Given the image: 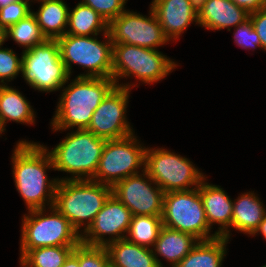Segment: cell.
<instances>
[{"label":"cell","instance_id":"obj_1","mask_svg":"<svg viewBox=\"0 0 266 267\" xmlns=\"http://www.w3.org/2000/svg\"><path fill=\"white\" fill-rule=\"evenodd\" d=\"M12 152L15 187L28 211L52 207L58 180H50L46 172L47 169L54 170L47 146L23 139L17 142Z\"/></svg>","mask_w":266,"mask_h":267},{"label":"cell","instance_id":"obj_2","mask_svg":"<svg viewBox=\"0 0 266 267\" xmlns=\"http://www.w3.org/2000/svg\"><path fill=\"white\" fill-rule=\"evenodd\" d=\"M71 81L62 86L61 97L50 122L52 131L87 129L94 111L117 86L112 78L76 76Z\"/></svg>","mask_w":266,"mask_h":267},{"label":"cell","instance_id":"obj_3","mask_svg":"<svg viewBox=\"0 0 266 267\" xmlns=\"http://www.w3.org/2000/svg\"><path fill=\"white\" fill-rule=\"evenodd\" d=\"M111 194V186L93 180L58 181L53 206L81 235L93 223Z\"/></svg>","mask_w":266,"mask_h":267},{"label":"cell","instance_id":"obj_4","mask_svg":"<svg viewBox=\"0 0 266 267\" xmlns=\"http://www.w3.org/2000/svg\"><path fill=\"white\" fill-rule=\"evenodd\" d=\"M106 139L97 137L87 129L70 130L54 149H48L54 171L69 173L63 180H92L98 169Z\"/></svg>","mask_w":266,"mask_h":267},{"label":"cell","instance_id":"obj_5","mask_svg":"<svg viewBox=\"0 0 266 267\" xmlns=\"http://www.w3.org/2000/svg\"><path fill=\"white\" fill-rule=\"evenodd\" d=\"M22 217L19 259L34 248L77 246L81 242V235L54 206L30 210Z\"/></svg>","mask_w":266,"mask_h":267},{"label":"cell","instance_id":"obj_6","mask_svg":"<svg viewBox=\"0 0 266 267\" xmlns=\"http://www.w3.org/2000/svg\"><path fill=\"white\" fill-rule=\"evenodd\" d=\"M178 64L159 49L129 44L113 45L112 79L119 87V79L131 78L142 84L157 83L165 79Z\"/></svg>","mask_w":266,"mask_h":267},{"label":"cell","instance_id":"obj_7","mask_svg":"<svg viewBox=\"0 0 266 267\" xmlns=\"http://www.w3.org/2000/svg\"><path fill=\"white\" fill-rule=\"evenodd\" d=\"M98 35L75 36L65 34L58 38L60 57L71 77L72 64L79 65L85 70L78 77L112 78L113 43L109 33L105 40H98Z\"/></svg>","mask_w":266,"mask_h":267},{"label":"cell","instance_id":"obj_8","mask_svg":"<svg viewBox=\"0 0 266 267\" xmlns=\"http://www.w3.org/2000/svg\"><path fill=\"white\" fill-rule=\"evenodd\" d=\"M145 171L165 193L195 189L206 178L188 158L162 147L147 146Z\"/></svg>","mask_w":266,"mask_h":267},{"label":"cell","instance_id":"obj_9","mask_svg":"<svg viewBox=\"0 0 266 267\" xmlns=\"http://www.w3.org/2000/svg\"><path fill=\"white\" fill-rule=\"evenodd\" d=\"M22 78L31 88L40 92H55L68 83L70 76L60 57L57 40L22 51Z\"/></svg>","mask_w":266,"mask_h":267},{"label":"cell","instance_id":"obj_10","mask_svg":"<svg viewBox=\"0 0 266 267\" xmlns=\"http://www.w3.org/2000/svg\"><path fill=\"white\" fill-rule=\"evenodd\" d=\"M161 219L163 226L191 234L199 241L218 237L215 232L211 234L199 187L165 193Z\"/></svg>","mask_w":266,"mask_h":267},{"label":"cell","instance_id":"obj_11","mask_svg":"<svg viewBox=\"0 0 266 267\" xmlns=\"http://www.w3.org/2000/svg\"><path fill=\"white\" fill-rule=\"evenodd\" d=\"M137 138L133 133L124 138L106 140L92 180L113 187L118 181L145 170L147 147Z\"/></svg>","mask_w":266,"mask_h":267},{"label":"cell","instance_id":"obj_12","mask_svg":"<svg viewBox=\"0 0 266 267\" xmlns=\"http://www.w3.org/2000/svg\"><path fill=\"white\" fill-rule=\"evenodd\" d=\"M108 33L113 45L129 44L157 49L170 42L151 7L149 16L125 10L108 23Z\"/></svg>","mask_w":266,"mask_h":267},{"label":"cell","instance_id":"obj_13","mask_svg":"<svg viewBox=\"0 0 266 267\" xmlns=\"http://www.w3.org/2000/svg\"><path fill=\"white\" fill-rule=\"evenodd\" d=\"M135 83H120L94 111L87 130L97 137L112 140L129 136L135 131L126 116L131 88Z\"/></svg>","mask_w":266,"mask_h":267},{"label":"cell","instance_id":"obj_14","mask_svg":"<svg viewBox=\"0 0 266 267\" xmlns=\"http://www.w3.org/2000/svg\"><path fill=\"white\" fill-rule=\"evenodd\" d=\"M112 194L131 211L133 216L162 215L165 192L145 170L118 181L112 187Z\"/></svg>","mask_w":266,"mask_h":267},{"label":"cell","instance_id":"obj_15","mask_svg":"<svg viewBox=\"0 0 266 267\" xmlns=\"http://www.w3.org/2000/svg\"><path fill=\"white\" fill-rule=\"evenodd\" d=\"M132 216L131 211L111 194L93 223L81 234V242L92 246H106L108 243L124 239ZM107 235L109 236L106 237Z\"/></svg>","mask_w":266,"mask_h":267},{"label":"cell","instance_id":"obj_16","mask_svg":"<svg viewBox=\"0 0 266 267\" xmlns=\"http://www.w3.org/2000/svg\"><path fill=\"white\" fill-rule=\"evenodd\" d=\"M207 177L201 182L199 192L206 219L210 229L214 224H218V230L215 231L217 236L230 239L231 235V219L233 215V200L228 196L227 192L219 185L210 184Z\"/></svg>","mask_w":266,"mask_h":267},{"label":"cell","instance_id":"obj_17","mask_svg":"<svg viewBox=\"0 0 266 267\" xmlns=\"http://www.w3.org/2000/svg\"><path fill=\"white\" fill-rule=\"evenodd\" d=\"M150 4L169 41L178 40L190 24H198V15L188 0H152Z\"/></svg>","mask_w":266,"mask_h":267},{"label":"cell","instance_id":"obj_18","mask_svg":"<svg viewBox=\"0 0 266 267\" xmlns=\"http://www.w3.org/2000/svg\"><path fill=\"white\" fill-rule=\"evenodd\" d=\"M249 19V14L231 0H207L198 14V25L206 30L227 29L236 27Z\"/></svg>","mask_w":266,"mask_h":267},{"label":"cell","instance_id":"obj_19","mask_svg":"<svg viewBox=\"0 0 266 267\" xmlns=\"http://www.w3.org/2000/svg\"><path fill=\"white\" fill-rule=\"evenodd\" d=\"M198 242L191 234L163 226L152 251L159 267H165L159 256L167 260L170 267H175Z\"/></svg>","mask_w":266,"mask_h":267},{"label":"cell","instance_id":"obj_20","mask_svg":"<svg viewBox=\"0 0 266 267\" xmlns=\"http://www.w3.org/2000/svg\"><path fill=\"white\" fill-rule=\"evenodd\" d=\"M265 214L266 209L263 201L261 202L254 191L241 193L237 199L233 200L231 228L252 236Z\"/></svg>","mask_w":266,"mask_h":267},{"label":"cell","instance_id":"obj_21","mask_svg":"<svg viewBox=\"0 0 266 267\" xmlns=\"http://www.w3.org/2000/svg\"><path fill=\"white\" fill-rule=\"evenodd\" d=\"M36 113L22 93L8 85H0V128L6 131L9 121L35 124Z\"/></svg>","mask_w":266,"mask_h":267},{"label":"cell","instance_id":"obj_22","mask_svg":"<svg viewBox=\"0 0 266 267\" xmlns=\"http://www.w3.org/2000/svg\"><path fill=\"white\" fill-rule=\"evenodd\" d=\"M112 267H159L152 249L139 246L126 238L105 246Z\"/></svg>","mask_w":266,"mask_h":267},{"label":"cell","instance_id":"obj_23","mask_svg":"<svg viewBox=\"0 0 266 267\" xmlns=\"http://www.w3.org/2000/svg\"><path fill=\"white\" fill-rule=\"evenodd\" d=\"M40 3L34 12L38 25L46 39L57 40L66 34L69 7L63 0H34Z\"/></svg>","mask_w":266,"mask_h":267},{"label":"cell","instance_id":"obj_24","mask_svg":"<svg viewBox=\"0 0 266 267\" xmlns=\"http://www.w3.org/2000/svg\"><path fill=\"white\" fill-rule=\"evenodd\" d=\"M229 240L216 237L199 241L175 267H221Z\"/></svg>","mask_w":266,"mask_h":267},{"label":"cell","instance_id":"obj_25","mask_svg":"<svg viewBox=\"0 0 266 267\" xmlns=\"http://www.w3.org/2000/svg\"><path fill=\"white\" fill-rule=\"evenodd\" d=\"M107 32V21L91 7L79 2L72 10L69 9L66 34L93 36Z\"/></svg>","mask_w":266,"mask_h":267},{"label":"cell","instance_id":"obj_26","mask_svg":"<svg viewBox=\"0 0 266 267\" xmlns=\"http://www.w3.org/2000/svg\"><path fill=\"white\" fill-rule=\"evenodd\" d=\"M162 227L163 222L161 216H132L129 230L125 238L139 246L152 249Z\"/></svg>","mask_w":266,"mask_h":267},{"label":"cell","instance_id":"obj_27","mask_svg":"<svg viewBox=\"0 0 266 267\" xmlns=\"http://www.w3.org/2000/svg\"><path fill=\"white\" fill-rule=\"evenodd\" d=\"M76 246H46L29 250L19 261L25 267H62Z\"/></svg>","mask_w":266,"mask_h":267},{"label":"cell","instance_id":"obj_28","mask_svg":"<svg viewBox=\"0 0 266 267\" xmlns=\"http://www.w3.org/2000/svg\"><path fill=\"white\" fill-rule=\"evenodd\" d=\"M9 38L13 39L24 50L33 48L47 40L32 12L5 30V41Z\"/></svg>","mask_w":266,"mask_h":267},{"label":"cell","instance_id":"obj_29","mask_svg":"<svg viewBox=\"0 0 266 267\" xmlns=\"http://www.w3.org/2000/svg\"><path fill=\"white\" fill-rule=\"evenodd\" d=\"M0 45V85H8L19 73H22V55L19 58L15 51Z\"/></svg>","mask_w":266,"mask_h":267},{"label":"cell","instance_id":"obj_30","mask_svg":"<svg viewBox=\"0 0 266 267\" xmlns=\"http://www.w3.org/2000/svg\"><path fill=\"white\" fill-rule=\"evenodd\" d=\"M30 2L33 0H17L0 8V27L5 31L29 15L32 11Z\"/></svg>","mask_w":266,"mask_h":267},{"label":"cell","instance_id":"obj_31","mask_svg":"<svg viewBox=\"0 0 266 267\" xmlns=\"http://www.w3.org/2000/svg\"><path fill=\"white\" fill-rule=\"evenodd\" d=\"M80 267H107L109 257L105 246H92L79 243Z\"/></svg>","mask_w":266,"mask_h":267},{"label":"cell","instance_id":"obj_32","mask_svg":"<svg viewBox=\"0 0 266 267\" xmlns=\"http://www.w3.org/2000/svg\"><path fill=\"white\" fill-rule=\"evenodd\" d=\"M127 1L128 0H82L80 2L91 7L109 23L126 10L124 6Z\"/></svg>","mask_w":266,"mask_h":267},{"label":"cell","instance_id":"obj_33","mask_svg":"<svg viewBox=\"0 0 266 267\" xmlns=\"http://www.w3.org/2000/svg\"><path fill=\"white\" fill-rule=\"evenodd\" d=\"M234 29L233 39L239 47L246 50L253 49V51L256 48H261L260 38L254 30L250 19L237 25Z\"/></svg>","mask_w":266,"mask_h":267},{"label":"cell","instance_id":"obj_34","mask_svg":"<svg viewBox=\"0 0 266 267\" xmlns=\"http://www.w3.org/2000/svg\"><path fill=\"white\" fill-rule=\"evenodd\" d=\"M249 19L260 38L261 49L266 51V7L261 8L255 13L249 14Z\"/></svg>","mask_w":266,"mask_h":267},{"label":"cell","instance_id":"obj_35","mask_svg":"<svg viewBox=\"0 0 266 267\" xmlns=\"http://www.w3.org/2000/svg\"><path fill=\"white\" fill-rule=\"evenodd\" d=\"M238 7L243 8L248 14H252L266 7V0H231Z\"/></svg>","mask_w":266,"mask_h":267},{"label":"cell","instance_id":"obj_36","mask_svg":"<svg viewBox=\"0 0 266 267\" xmlns=\"http://www.w3.org/2000/svg\"><path fill=\"white\" fill-rule=\"evenodd\" d=\"M62 267H80L79 244L74 248L73 252L68 256Z\"/></svg>","mask_w":266,"mask_h":267},{"label":"cell","instance_id":"obj_37","mask_svg":"<svg viewBox=\"0 0 266 267\" xmlns=\"http://www.w3.org/2000/svg\"><path fill=\"white\" fill-rule=\"evenodd\" d=\"M190 2L191 7L198 15L201 10L203 9V6L206 4L207 0H188Z\"/></svg>","mask_w":266,"mask_h":267},{"label":"cell","instance_id":"obj_38","mask_svg":"<svg viewBox=\"0 0 266 267\" xmlns=\"http://www.w3.org/2000/svg\"><path fill=\"white\" fill-rule=\"evenodd\" d=\"M258 234L263 235V237L266 240V214L264 215L263 220L260 222L258 229L254 232L252 236L254 237L255 235H258Z\"/></svg>","mask_w":266,"mask_h":267},{"label":"cell","instance_id":"obj_39","mask_svg":"<svg viewBox=\"0 0 266 267\" xmlns=\"http://www.w3.org/2000/svg\"><path fill=\"white\" fill-rule=\"evenodd\" d=\"M17 0H0V8H3L7 5H9L10 3H13Z\"/></svg>","mask_w":266,"mask_h":267},{"label":"cell","instance_id":"obj_40","mask_svg":"<svg viewBox=\"0 0 266 267\" xmlns=\"http://www.w3.org/2000/svg\"><path fill=\"white\" fill-rule=\"evenodd\" d=\"M5 42V31L0 27V45Z\"/></svg>","mask_w":266,"mask_h":267},{"label":"cell","instance_id":"obj_41","mask_svg":"<svg viewBox=\"0 0 266 267\" xmlns=\"http://www.w3.org/2000/svg\"><path fill=\"white\" fill-rule=\"evenodd\" d=\"M19 263H20V267H25L20 261H19Z\"/></svg>","mask_w":266,"mask_h":267},{"label":"cell","instance_id":"obj_42","mask_svg":"<svg viewBox=\"0 0 266 267\" xmlns=\"http://www.w3.org/2000/svg\"><path fill=\"white\" fill-rule=\"evenodd\" d=\"M2 133H4V132H3L2 129L0 128V135H2Z\"/></svg>","mask_w":266,"mask_h":267}]
</instances>
